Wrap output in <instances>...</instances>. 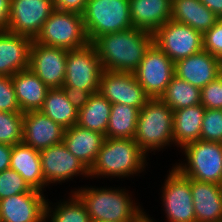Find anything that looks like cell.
Returning a JSON list of instances; mask_svg holds the SVG:
<instances>
[{"label": "cell", "instance_id": "cell-40", "mask_svg": "<svg viewBox=\"0 0 222 222\" xmlns=\"http://www.w3.org/2000/svg\"><path fill=\"white\" fill-rule=\"evenodd\" d=\"M12 146L0 144V172L9 169L11 161Z\"/></svg>", "mask_w": 222, "mask_h": 222}, {"label": "cell", "instance_id": "cell-42", "mask_svg": "<svg viewBox=\"0 0 222 222\" xmlns=\"http://www.w3.org/2000/svg\"><path fill=\"white\" fill-rule=\"evenodd\" d=\"M210 9L219 19H222V0H199Z\"/></svg>", "mask_w": 222, "mask_h": 222}, {"label": "cell", "instance_id": "cell-34", "mask_svg": "<svg viewBox=\"0 0 222 222\" xmlns=\"http://www.w3.org/2000/svg\"><path fill=\"white\" fill-rule=\"evenodd\" d=\"M200 140L222 143V110L205 109Z\"/></svg>", "mask_w": 222, "mask_h": 222}, {"label": "cell", "instance_id": "cell-13", "mask_svg": "<svg viewBox=\"0 0 222 222\" xmlns=\"http://www.w3.org/2000/svg\"><path fill=\"white\" fill-rule=\"evenodd\" d=\"M54 10L52 0H10L7 31L33 40Z\"/></svg>", "mask_w": 222, "mask_h": 222}, {"label": "cell", "instance_id": "cell-8", "mask_svg": "<svg viewBox=\"0 0 222 222\" xmlns=\"http://www.w3.org/2000/svg\"><path fill=\"white\" fill-rule=\"evenodd\" d=\"M34 40L40 44L66 50L79 49L90 43L83 16L75 12L56 9L44 22Z\"/></svg>", "mask_w": 222, "mask_h": 222}, {"label": "cell", "instance_id": "cell-28", "mask_svg": "<svg viewBox=\"0 0 222 222\" xmlns=\"http://www.w3.org/2000/svg\"><path fill=\"white\" fill-rule=\"evenodd\" d=\"M111 106L112 104L99 92L93 93L88 103L78 111L77 125L105 135Z\"/></svg>", "mask_w": 222, "mask_h": 222}, {"label": "cell", "instance_id": "cell-24", "mask_svg": "<svg viewBox=\"0 0 222 222\" xmlns=\"http://www.w3.org/2000/svg\"><path fill=\"white\" fill-rule=\"evenodd\" d=\"M16 98L23 113L38 111L49 88L29 68L11 76Z\"/></svg>", "mask_w": 222, "mask_h": 222}, {"label": "cell", "instance_id": "cell-16", "mask_svg": "<svg viewBox=\"0 0 222 222\" xmlns=\"http://www.w3.org/2000/svg\"><path fill=\"white\" fill-rule=\"evenodd\" d=\"M46 194L33 189L1 199L0 222H45Z\"/></svg>", "mask_w": 222, "mask_h": 222}, {"label": "cell", "instance_id": "cell-14", "mask_svg": "<svg viewBox=\"0 0 222 222\" xmlns=\"http://www.w3.org/2000/svg\"><path fill=\"white\" fill-rule=\"evenodd\" d=\"M67 51L40 44L33 39L29 69L49 88H61L65 82Z\"/></svg>", "mask_w": 222, "mask_h": 222}, {"label": "cell", "instance_id": "cell-39", "mask_svg": "<svg viewBox=\"0 0 222 222\" xmlns=\"http://www.w3.org/2000/svg\"><path fill=\"white\" fill-rule=\"evenodd\" d=\"M88 0H52L54 9L83 14Z\"/></svg>", "mask_w": 222, "mask_h": 222}, {"label": "cell", "instance_id": "cell-36", "mask_svg": "<svg viewBox=\"0 0 222 222\" xmlns=\"http://www.w3.org/2000/svg\"><path fill=\"white\" fill-rule=\"evenodd\" d=\"M201 105L222 110V74L201 89Z\"/></svg>", "mask_w": 222, "mask_h": 222}, {"label": "cell", "instance_id": "cell-12", "mask_svg": "<svg viewBox=\"0 0 222 222\" xmlns=\"http://www.w3.org/2000/svg\"><path fill=\"white\" fill-rule=\"evenodd\" d=\"M134 75L150 98H160L175 75L174 62L153 42Z\"/></svg>", "mask_w": 222, "mask_h": 222}, {"label": "cell", "instance_id": "cell-31", "mask_svg": "<svg viewBox=\"0 0 222 222\" xmlns=\"http://www.w3.org/2000/svg\"><path fill=\"white\" fill-rule=\"evenodd\" d=\"M160 99L175 111L201 104V89L174 75Z\"/></svg>", "mask_w": 222, "mask_h": 222}, {"label": "cell", "instance_id": "cell-30", "mask_svg": "<svg viewBox=\"0 0 222 222\" xmlns=\"http://www.w3.org/2000/svg\"><path fill=\"white\" fill-rule=\"evenodd\" d=\"M139 109L125 104H112L106 138L133 139Z\"/></svg>", "mask_w": 222, "mask_h": 222}, {"label": "cell", "instance_id": "cell-32", "mask_svg": "<svg viewBox=\"0 0 222 222\" xmlns=\"http://www.w3.org/2000/svg\"><path fill=\"white\" fill-rule=\"evenodd\" d=\"M23 118V112H0V144L22 143Z\"/></svg>", "mask_w": 222, "mask_h": 222}, {"label": "cell", "instance_id": "cell-11", "mask_svg": "<svg viewBox=\"0 0 222 222\" xmlns=\"http://www.w3.org/2000/svg\"><path fill=\"white\" fill-rule=\"evenodd\" d=\"M102 72L101 60L92 43L79 49L68 50L63 86L98 91Z\"/></svg>", "mask_w": 222, "mask_h": 222}, {"label": "cell", "instance_id": "cell-10", "mask_svg": "<svg viewBox=\"0 0 222 222\" xmlns=\"http://www.w3.org/2000/svg\"><path fill=\"white\" fill-rule=\"evenodd\" d=\"M203 35L189 25L170 20L153 33V42L175 63L203 50Z\"/></svg>", "mask_w": 222, "mask_h": 222}, {"label": "cell", "instance_id": "cell-22", "mask_svg": "<svg viewBox=\"0 0 222 222\" xmlns=\"http://www.w3.org/2000/svg\"><path fill=\"white\" fill-rule=\"evenodd\" d=\"M105 135L73 125L64 130L63 143L88 169L94 164Z\"/></svg>", "mask_w": 222, "mask_h": 222}, {"label": "cell", "instance_id": "cell-2", "mask_svg": "<svg viewBox=\"0 0 222 222\" xmlns=\"http://www.w3.org/2000/svg\"><path fill=\"white\" fill-rule=\"evenodd\" d=\"M149 162L151 164L152 161L134 139L106 138L89 169L90 179L97 180L96 183L101 179L110 183L126 179L132 182L138 176L144 179L145 173L150 172Z\"/></svg>", "mask_w": 222, "mask_h": 222}, {"label": "cell", "instance_id": "cell-29", "mask_svg": "<svg viewBox=\"0 0 222 222\" xmlns=\"http://www.w3.org/2000/svg\"><path fill=\"white\" fill-rule=\"evenodd\" d=\"M40 111L64 129L77 124L78 111L61 88L48 90Z\"/></svg>", "mask_w": 222, "mask_h": 222}, {"label": "cell", "instance_id": "cell-37", "mask_svg": "<svg viewBox=\"0 0 222 222\" xmlns=\"http://www.w3.org/2000/svg\"><path fill=\"white\" fill-rule=\"evenodd\" d=\"M203 50L222 61V19L203 34Z\"/></svg>", "mask_w": 222, "mask_h": 222}, {"label": "cell", "instance_id": "cell-21", "mask_svg": "<svg viewBox=\"0 0 222 222\" xmlns=\"http://www.w3.org/2000/svg\"><path fill=\"white\" fill-rule=\"evenodd\" d=\"M172 0H129L134 28L154 33L171 20Z\"/></svg>", "mask_w": 222, "mask_h": 222}, {"label": "cell", "instance_id": "cell-20", "mask_svg": "<svg viewBox=\"0 0 222 222\" xmlns=\"http://www.w3.org/2000/svg\"><path fill=\"white\" fill-rule=\"evenodd\" d=\"M196 222H222V185L191 179Z\"/></svg>", "mask_w": 222, "mask_h": 222}, {"label": "cell", "instance_id": "cell-43", "mask_svg": "<svg viewBox=\"0 0 222 222\" xmlns=\"http://www.w3.org/2000/svg\"><path fill=\"white\" fill-rule=\"evenodd\" d=\"M149 214V211H146L135 221V222H158L155 217Z\"/></svg>", "mask_w": 222, "mask_h": 222}, {"label": "cell", "instance_id": "cell-15", "mask_svg": "<svg viewBox=\"0 0 222 222\" xmlns=\"http://www.w3.org/2000/svg\"><path fill=\"white\" fill-rule=\"evenodd\" d=\"M98 92L111 104L130 105L139 110L150 99L134 73L103 70Z\"/></svg>", "mask_w": 222, "mask_h": 222}, {"label": "cell", "instance_id": "cell-35", "mask_svg": "<svg viewBox=\"0 0 222 222\" xmlns=\"http://www.w3.org/2000/svg\"><path fill=\"white\" fill-rule=\"evenodd\" d=\"M0 112H21L12 78L0 75Z\"/></svg>", "mask_w": 222, "mask_h": 222}, {"label": "cell", "instance_id": "cell-33", "mask_svg": "<svg viewBox=\"0 0 222 222\" xmlns=\"http://www.w3.org/2000/svg\"><path fill=\"white\" fill-rule=\"evenodd\" d=\"M32 190L17 171L9 168L0 172V200L12 195L31 192Z\"/></svg>", "mask_w": 222, "mask_h": 222}, {"label": "cell", "instance_id": "cell-7", "mask_svg": "<svg viewBox=\"0 0 222 222\" xmlns=\"http://www.w3.org/2000/svg\"><path fill=\"white\" fill-rule=\"evenodd\" d=\"M170 167L165 179L159 184L161 210L165 222H196L194 213L191 178L183 175L175 166Z\"/></svg>", "mask_w": 222, "mask_h": 222}, {"label": "cell", "instance_id": "cell-9", "mask_svg": "<svg viewBox=\"0 0 222 222\" xmlns=\"http://www.w3.org/2000/svg\"><path fill=\"white\" fill-rule=\"evenodd\" d=\"M42 172L46 182V192L62 184L75 183V180L90 181L89 169L71 152L63 142L40 151ZM75 178V179H74ZM72 181V182H71ZM49 192H48V191Z\"/></svg>", "mask_w": 222, "mask_h": 222}, {"label": "cell", "instance_id": "cell-3", "mask_svg": "<svg viewBox=\"0 0 222 222\" xmlns=\"http://www.w3.org/2000/svg\"><path fill=\"white\" fill-rule=\"evenodd\" d=\"M152 43L153 33L133 27L102 35L92 44L103 70L134 73Z\"/></svg>", "mask_w": 222, "mask_h": 222}, {"label": "cell", "instance_id": "cell-41", "mask_svg": "<svg viewBox=\"0 0 222 222\" xmlns=\"http://www.w3.org/2000/svg\"><path fill=\"white\" fill-rule=\"evenodd\" d=\"M10 0H0V31H7Z\"/></svg>", "mask_w": 222, "mask_h": 222}, {"label": "cell", "instance_id": "cell-1", "mask_svg": "<svg viewBox=\"0 0 222 222\" xmlns=\"http://www.w3.org/2000/svg\"><path fill=\"white\" fill-rule=\"evenodd\" d=\"M79 184L66 188L65 192H73L84 204L91 222H135L145 211L143 203L139 202L134 190L125 187L112 186L100 187V184ZM110 186V187H109ZM142 203V204H140Z\"/></svg>", "mask_w": 222, "mask_h": 222}, {"label": "cell", "instance_id": "cell-18", "mask_svg": "<svg viewBox=\"0 0 222 222\" xmlns=\"http://www.w3.org/2000/svg\"><path fill=\"white\" fill-rule=\"evenodd\" d=\"M64 128L38 111L24 113L23 143L41 151L63 142Z\"/></svg>", "mask_w": 222, "mask_h": 222}, {"label": "cell", "instance_id": "cell-26", "mask_svg": "<svg viewBox=\"0 0 222 222\" xmlns=\"http://www.w3.org/2000/svg\"><path fill=\"white\" fill-rule=\"evenodd\" d=\"M171 20L189 25L203 35L219 18L199 0H172Z\"/></svg>", "mask_w": 222, "mask_h": 222}, {"label": "cell", "instance_id": "cell-25", "mask_svg": "<svg viewBox=\"0 0 222 222\" xmlns=\"http://www.w3.org/2000/svg\"><path fill=\"white\" fill-rule=\"evenodd\" d=\"M204 113L205 108L201 104L173 111L174 151L200 140Z\"/></svg>", "mask_w": 222, "mask_h": 222}, {"label": "cell", "instance_id": "cell-5", "mask_svg": "<svg viewBox=\"0 0 222 222\" xmlns=\"http://www.w3.org/2000/svg\"><path fill=\"white\" fill-rule=\"evenodd\" d=\"M178 152L181 158L170 165L183 175L199 182L222 185V143L198 140Z\"/></svg>", "mask_w": 222, "mask_h": 222}, {"label": "cell", "instance_id": "cell-17", "mask_svg": "<svg viewBox=\"0 0 222 222\" xmlns=\"http://www.w3.org/2000/svg\"><path fill=\"white\" fill-rule=\"evenodd\" d=\"M175 76L202 89L222 74V61L202 50L174 63Z\"/></svg>", "mask_w": 222, "mask_h": 222}, {"label": "cell", "instance_id": "cell-27", "mask_svg": "<svg viewBox=\"0 0 222 222\" xmlns=\"http://www.w3.org/2000/svg\"><path fill=\"white\" fill-rule=\"evenodd\" d=\"M65 195L47 200L45 210V222H91L90 216L81 202L73 193L66 192ZM63 197V198H62Z\"/></svg>", "mask_w": 222, "mask_h": 222}, {"label": "cell", "instance_id": "cell-38", "mask_svg": "<svg viewBox=\"0 0 222 222\" xmlns=\"http://www.w3.org/2000/svg\"><path fill=\"white\" fill-rule=\"evenodd\" d=\"M61 89L64 91L66 98L69 102L73 104V106L77 109V111L81 110L88 101L93 93L98 91H87L84 89L75 88L74 86H62Z\"/></svg>", "mask_w": 222, "mask_h": 222}, {"label": "cell", "instance_id": "cell-6", "mask_svg": "<svg viewBox=\"0 0 222 222\" xmlns=\"http://www.w3.org/2000/svg\"><path fill=\"white\" fill-rule=\"evenodd\" d=\"M82 16L90 43L102 35L133 28L129 0H88Z\"/></svg>", "mask_w": 222, "mask_h": 222}, {"label": "cell", "instance_id": "cell-23", "mask_svg": "<svg viewBox=\"0 0 222 222\" xmlns=\"http://www.w3.org/2000/svg\"><path fill=\"white\" fill-rule=\"evenodd\" d=\"M9 168L17 171L32 189L46 192L40 151L23 142L13 145Z\"/></svg>", "mask_w": 222, "mask_h": 222}, {"label": "cell", "instance_id": "cell-19", "mask_svg": "<svg viewBox=\"0 0 222 222\" xmlns=\"http://www.w3.org/2000/svg\"><path fill=\"white\" fill-rule=\"evenodd\" d=\"M32 42L27 36L0 31V75L11 77L29 68Z\"/></svg>", "mask_w": 222, "mask_h": 222}, {"label": "cell", "instance_id": "cell-4", "mask_svg": "<svg viewBox=\"0 0 222 222\" xmlns=\"http://www.w3.org/2000/svg\"><path fill=\"white\" fill-rule=\"evenodd\" d=\"M133 139L151 160L153 154L173 149V110L160 98H150L139 111Z\"/></svg>", "mask_w": 222, "mask_h": 222}]
</instances>
